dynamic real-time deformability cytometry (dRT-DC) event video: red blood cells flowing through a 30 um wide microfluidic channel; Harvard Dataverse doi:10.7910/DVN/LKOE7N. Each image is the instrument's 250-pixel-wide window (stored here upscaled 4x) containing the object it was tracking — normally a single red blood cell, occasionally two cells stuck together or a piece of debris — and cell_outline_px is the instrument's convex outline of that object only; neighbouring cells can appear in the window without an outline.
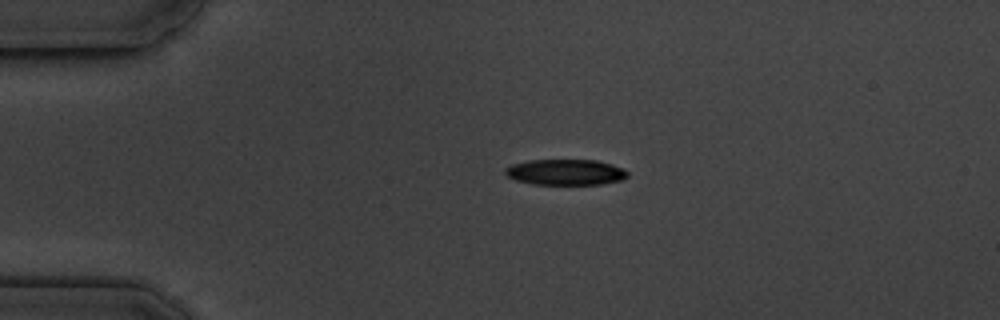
{"species": "common noctule bat (a hibernating species)", "species_latin": "Nyctalus noctula", "temperature_condition": "cold", "stored_images_in_passage": 3, "camera_frame_rate_fps": 3000, "um_per_image_px": 0.085, "animal": {"sex": "male", "body_mass_g": 19.5, "forearm_length_mm": 54.6}, "frame": {"image": 1, "passage_image": 1, "time_ms": 0.0, "image_size_px": [1000, 320], "cell_outline_px": [[628, 176], [620, 180], [600, 184], [532, 184], [516, 180], [508, 176], [504, 172], [504, 168], [512, 164], [528, 160], [596, 160], [612, 164], [624, 168], [628, 172]], "centroid_in_image_um": [48.06, 14.62], "position_along_channel_um": 36.9, "area_um2": 18.38}}
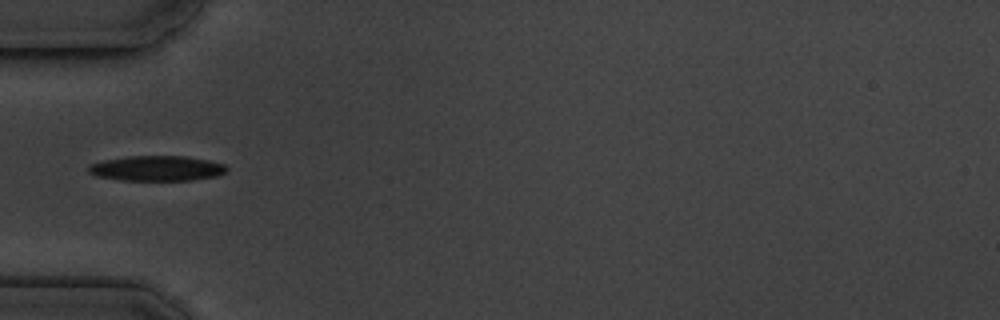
{"frame": {"image": 2, "passage_image": 3, "time_ms": 2.0, "image_size_px": [1000, 320], "cell_outline_px": [[228, 168], [224, 172], [216, 176], [192, 180], [120, 180], [96, 176], [88, 172], [88, 164], [104, 160], [128, 156], [184, 156], [208, 160], [224, 164]], "centroid_in_image_um": [13.29, 14.31], "position_along_channel_um": 71.7, "area_um2": 20.23}}